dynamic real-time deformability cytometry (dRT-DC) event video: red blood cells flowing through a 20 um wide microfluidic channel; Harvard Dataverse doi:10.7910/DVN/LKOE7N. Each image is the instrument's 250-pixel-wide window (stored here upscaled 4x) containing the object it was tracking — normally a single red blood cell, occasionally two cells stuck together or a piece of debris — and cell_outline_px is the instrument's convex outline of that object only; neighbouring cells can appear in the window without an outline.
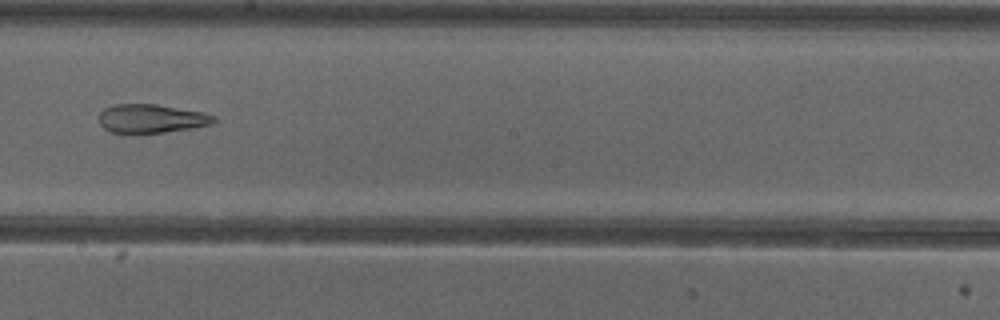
{"species": "common noctule bat (a hibernating species)", "species_latin": "Nyctalus noctula", "temperature_condition": "cold", "stored_images_in_passage": 54, "segment_of_instrument_passage": [2, 2], "camera_frame_rate_fps": 3000, "um_per_image_px": 0.085, "animal": {"sex": "female"}, "frame": {"image": 1, "passage_image": 31, "time_ms": 10.0, "image_size_px": [1000, 320], "cell_outline_px": [[216, 120], [212, 124], [164, 132], [108, 132], [100, 124], [100, 112], [104, 108], [112, 104], [156, 104], [204, 112], [216, 116]], "centroid_in_image_um": [12.86, 10.06], "position_along_channel_um": 235.3, "area_um2": 19.02}}
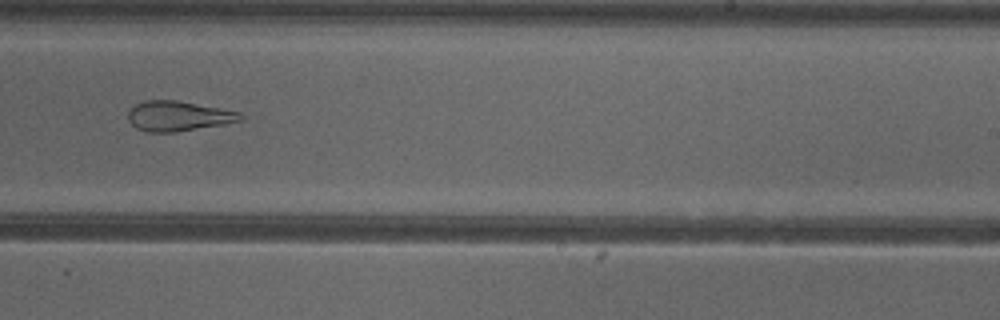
{"frame": {"image": 2, "passage_image": 34, "time_ms": 11.0, "image_size_px": [1000, 320], "cell_outline_px": [[244, 120], [224, 124], [176, 132], [148, 132], [136, 128], [128, 120], [128, 112], [136, 104], [144, 100], [180, 100], [240, 112], [244, 116]], "centroid_in_image_um": [15.17, 9.86], "position_along_channel_um": 273.8, "area_um2": 19.77}}
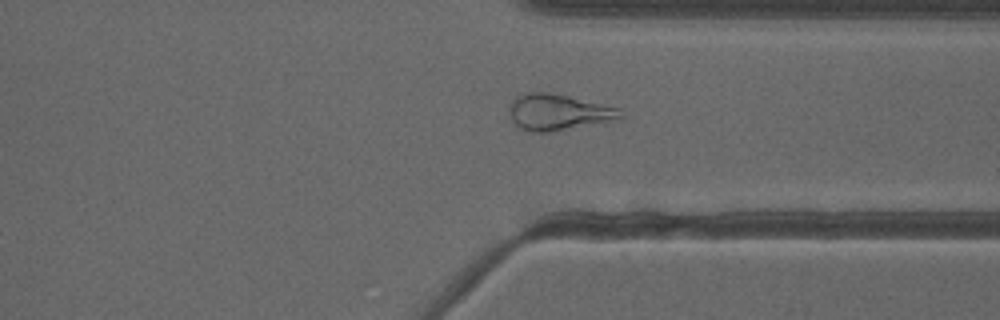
{"frame": {"image": 3, "passage_image": 41, "time_ms": 13.333, "image_size_px": [1000, 320], "cell_outline_px": [[624, 116], [620, 120], [548, 132], [528, 132], [520, 128], [512, 120], [508, 112], [508, 104], [516, 96], [524, 92], [548, 92], [568, 96], [620, 108]], "centroid_in_image_um": [47.44, 9.54], "position_along_channel_um": 364.0, "area_um2": 23.76}}